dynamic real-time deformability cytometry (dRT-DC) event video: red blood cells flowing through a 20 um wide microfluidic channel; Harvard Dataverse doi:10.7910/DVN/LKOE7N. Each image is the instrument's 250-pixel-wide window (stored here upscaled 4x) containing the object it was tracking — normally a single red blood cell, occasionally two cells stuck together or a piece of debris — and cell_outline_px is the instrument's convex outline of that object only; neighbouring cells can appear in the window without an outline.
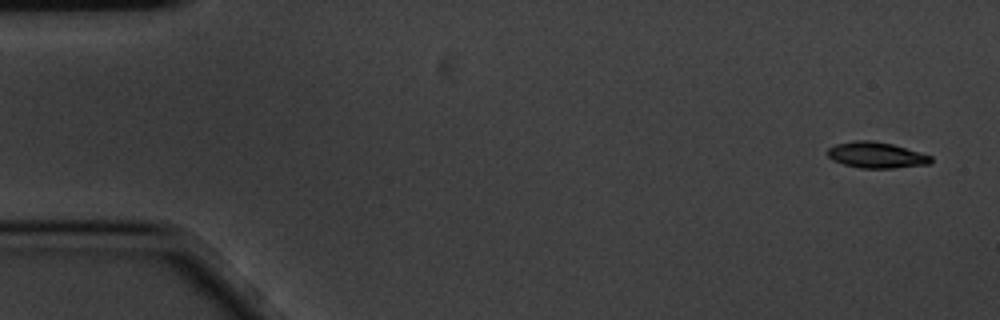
{"species": "common noctule bat (a hibernating species)", "species_latin": "Nyctalus noctula", "temperature_condition": "cold", "stored_images_in_passage": 5, "camera_frame_rate_fps": 3000, "um_per_image_px": 0.085, "animal": {"sex": "male", "body_mass_g": 20.1, "forearm_length_mm": 53.5}, "frame": {"image": 1, "passage_image": 1, "time_ms": 0.0, "image_size_px": [1000, 320], "cell_outline_px": [[932, 160], [928, 164], [892, 168], [860, 168], [844, 164], [832, 160], [828, 156], [828, 148], [836, 144], [856, 140], [872, 140], [892, 144], [932, 156]], "centroid_in_image_um": [74.46, 13.18], "position_along_channel_um": 10.5, "area_um2": 15.49}}
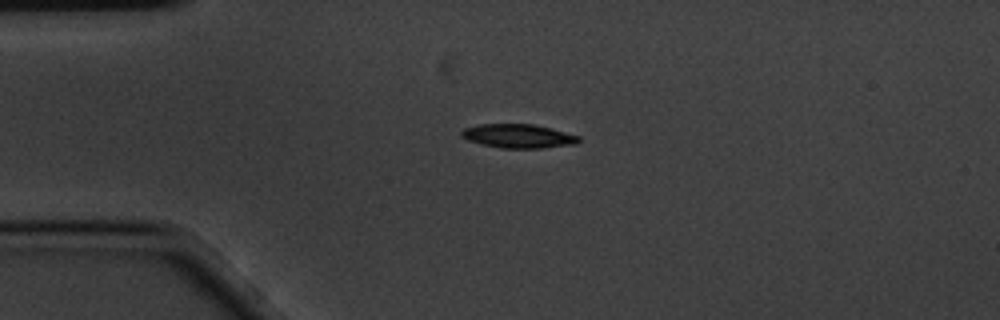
{"frame": {"image": 2, "passage_image": 4, "time_ms": 1.0, "image_size_px": [1000, 320], "cell_outline_px": [[580, 140], [576, 144], [540, 148], [500, 148], [468, 140], [460, 136], [460, 132], [464, 128], [480, 124], [532, 124], [552, 128], [580, 136]], "centroid_in_image_um": [44.06, 11.56], "position_along_channel_um": 40.9, "area_um2": 16.3}}